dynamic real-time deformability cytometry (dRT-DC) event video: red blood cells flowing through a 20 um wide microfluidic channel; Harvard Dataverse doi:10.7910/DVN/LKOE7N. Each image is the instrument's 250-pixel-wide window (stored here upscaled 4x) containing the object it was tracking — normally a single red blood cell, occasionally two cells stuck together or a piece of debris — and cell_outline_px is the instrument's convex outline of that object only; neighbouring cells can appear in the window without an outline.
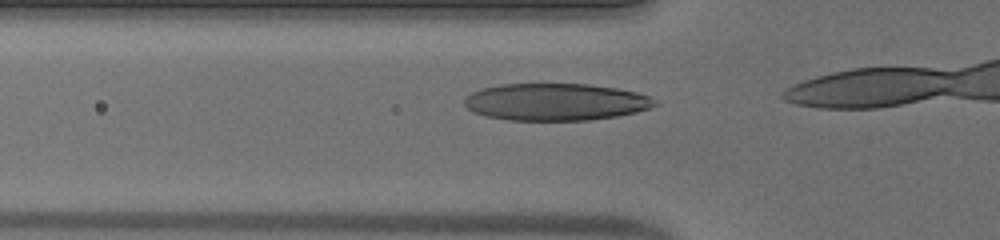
{"species": "human", "species_latin": "Homo sapiens", "temperature_condition": "warm", "stored_images_in_passage": 14, "camera_frame_rate_fps": 3000, "um_per_image_px": 0.085, "donor": {"sex": "male"}, "frame": {"image": 1, "passage_image": 12, "time_ms": 3.667, "image_size_px": [1000, 240], "cell_outline_px": [[660, 104], [636, 112], [616, 116], [588, 120], [508, 120], [488, 116], [472, 112], [464, 104], [464, 96], [480, 88], [500, 84], [588, 84], [616, 88], [636, 92], [648, 96], [656, 100]], "centroid_in_image_um": [47.2, 8.66], "position_along_channel_um": 78.6, "area_um2": 41.27}}